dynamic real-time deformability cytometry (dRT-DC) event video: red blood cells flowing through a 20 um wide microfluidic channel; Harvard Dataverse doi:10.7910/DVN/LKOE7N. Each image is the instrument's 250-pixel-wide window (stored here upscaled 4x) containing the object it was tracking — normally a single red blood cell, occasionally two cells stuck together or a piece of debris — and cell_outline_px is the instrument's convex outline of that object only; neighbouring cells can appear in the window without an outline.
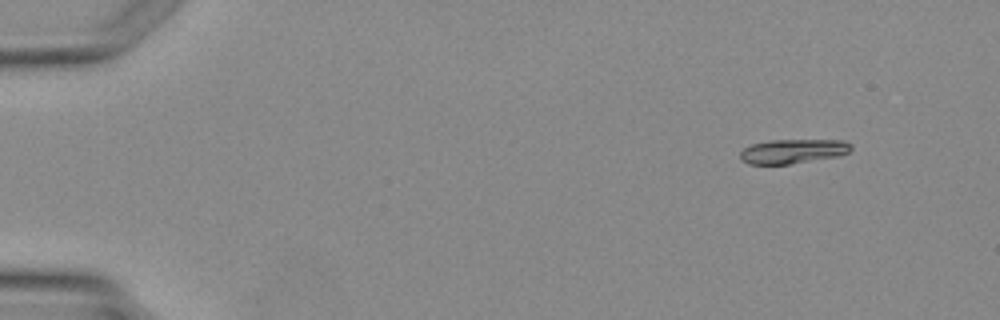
{"species": "Egyptian fruit bat (a non-hibernating species)", "species_latin": "Rousettus aegyptiacus", "temperature_condition": "warm", "stored_images_in_passage": 4, "camera_frame_rate_fps": 3000, "um_per_image_px": 0.085, "animal": {"sex": "female"}, "frame": {"image": 1, "passage_image": 2, "time_ms": 1.333, "image_size_px": [1000, 320], "cell_outline_px": [[852, 148], [848, 152], [840, 156], [788, 164], [748, 164], [740, 160], [740, 152], [744, 148], [752, 144], [768, 140], [844, 140], [852, 144]], "centroid_in_image_um": [67.4, 12.85], "position_along_channel_um": 17.6, "area_um2": 15.84}}